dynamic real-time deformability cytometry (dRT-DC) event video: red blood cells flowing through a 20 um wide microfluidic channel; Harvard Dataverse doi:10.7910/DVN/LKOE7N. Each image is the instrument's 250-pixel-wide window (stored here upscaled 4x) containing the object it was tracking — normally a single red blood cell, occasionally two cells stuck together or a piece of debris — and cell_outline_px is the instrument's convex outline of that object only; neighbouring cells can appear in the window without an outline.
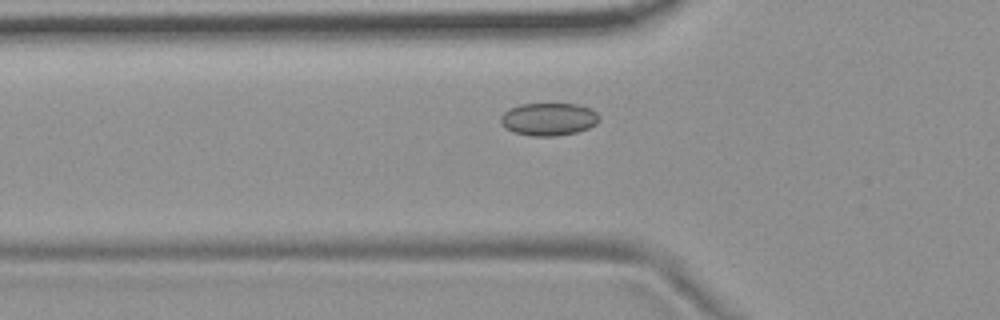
{"species": "common noctule bat (a hibernating species)", "species_latin": "Nyctalus noctula", "temperature_condition": "room temperature", "stored_images_in_passage": 50, "camera_frame_rate_fps": 3000, "um_per_image_px": 0.085, "animal": {"sex": "female", "body_mass_g": 19.9}, "frame": {"image": 1, "passage_image": 14, "time_ms": 4.333, "image_size_px": [1000, 320], "cell_outline_px": [[600, 120], [596, 124], [588, 128], [576, 132], [556, 136], [532, 136], [512, 132], [500, 124], [500, 116], [508, 108], [520, 104], [576, 104], [592, 108], [600, 116]], "centroid_in_image_um": [46.62, 10.13], "position_along_channel_um": 79.2, "area_um2": 19.02}}
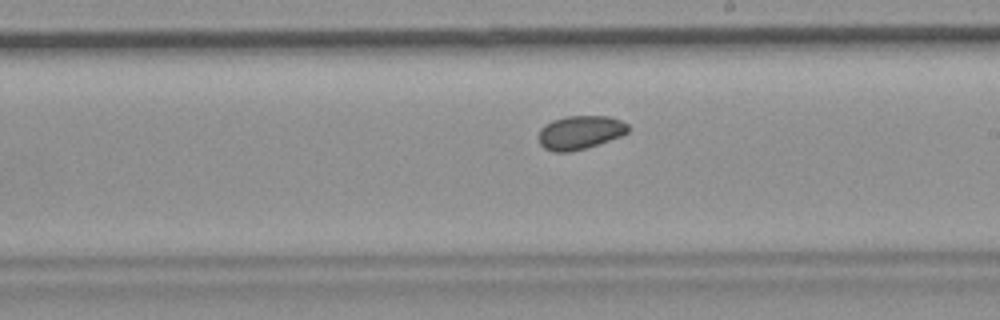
{"frame": {"image": 2, "passage_image": 27, "time_ms": 8.667, "image_size_px": [1000, 320], "cell_outline_px": [[628, 132], [620, 136], [572, 152], [552, 152], [544, 148], [540, 144], [536, 136], [540, 128], [544, 124], [552, 120], [564, 116], [608, 116], [620, 120], [628, 124]], "centroid_in_image_um": [49.23, 11.25], "position_along_channel_um": 239.8, "area_um2": 17.69}}
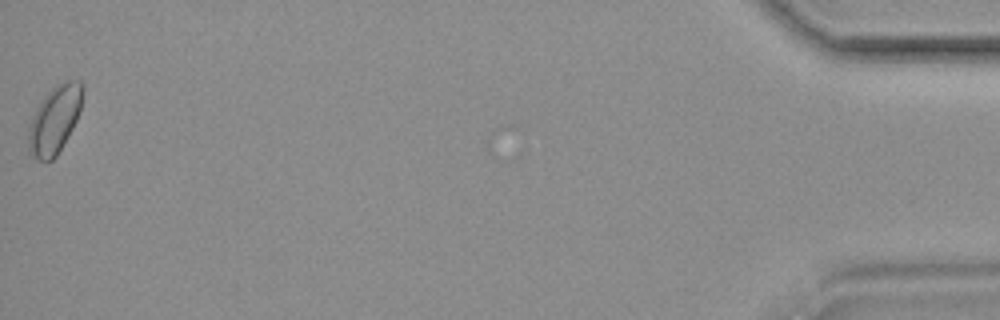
{"frame": {"image": 3, "passage_image": 50, "time_ms": 16.333, "image_size_px": [1000, 320], "cell_outline_px": [[84, 88], [80, 108], [76, 120], [72, 128], [56, 156], [52, 160], [40, 160], [32, 156], [28, 148], [28, 124], [36, 108], [44, 96], [56, 84], [64, 80], [80, 80], [84, 84]], "centroid_in_image_um": [4.63, 10.13], "position_along_channel_um": 430.6, "area_um2": 21.33}, "authors_computed_cell_mechanics": {"area_um2": 18.1203, "velocity_mm_per_s": 3.7068, "shape_relaxation_time_tau1_ms": 3.2775, "shape_relaxation_time_tau2_ms": 3.3151, "deformation_change_tau1": 0.0313, "deformation_change_tau2": 0.0353}}